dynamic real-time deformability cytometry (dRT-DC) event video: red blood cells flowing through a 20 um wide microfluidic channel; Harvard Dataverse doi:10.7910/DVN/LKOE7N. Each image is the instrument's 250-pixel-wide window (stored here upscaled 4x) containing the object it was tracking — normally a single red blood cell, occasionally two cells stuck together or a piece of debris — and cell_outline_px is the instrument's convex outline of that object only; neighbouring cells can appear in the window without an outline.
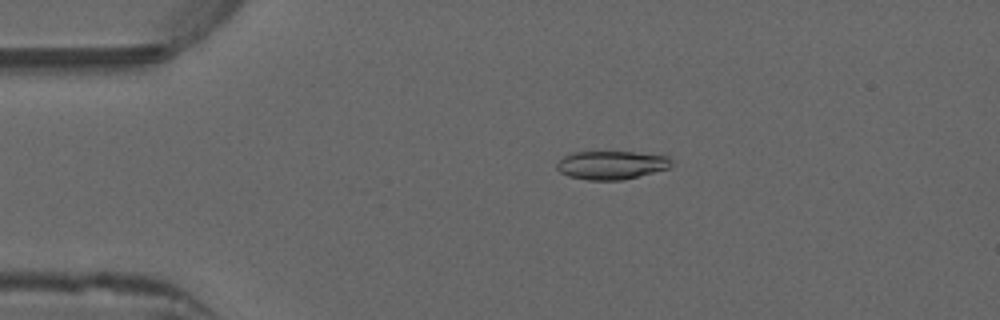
{"species": "common noctule bat (a hibernating species)", "species_latin": "Nyctalus noctula", "temperature_condition": "warm", "stored_images_in_passage": 40, "camera_frame_rate_fps": 3000, "um_per_image_px": 0.085, "animal": {"sex": "male", "forearm_length_mm": 52.5}, "frame": {"image": 1, "passage_image": 11, "time_ms": 3.333, "image_size_px": [1000, 320], "cell_outline_px": [[672, 164], [668, 168], [624, 180], [588, 180], [568, 176], [560, 172], [556, 168], [556, 164], [568, 152], [636, 152], [668, 156], [672, 160]], "centroid_in_image_um": [51.95, 14.03], "position_along_channel_um": 33.1, "area_um2": 19.07}}
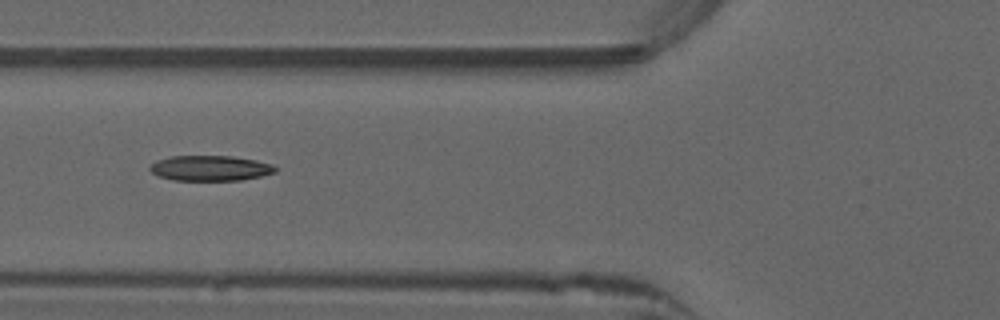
{"frame": {"image": 2, "passage_image": 20, "time_ms": 6.333, "image_size_px": [1000, 320], "cell_outline_px": [[276, 172], [260, 176], [240, 180], [172, 180], [160, 176], [152, 172], [148, 168], [156, 160], [168, 156], [232, 156], [256, 160], [272, 164], [276, 168]], "centroid_in_image_um": [17.86, 14.28], "position_along_channel_um": 107.9, "area_um2": 18.44}}
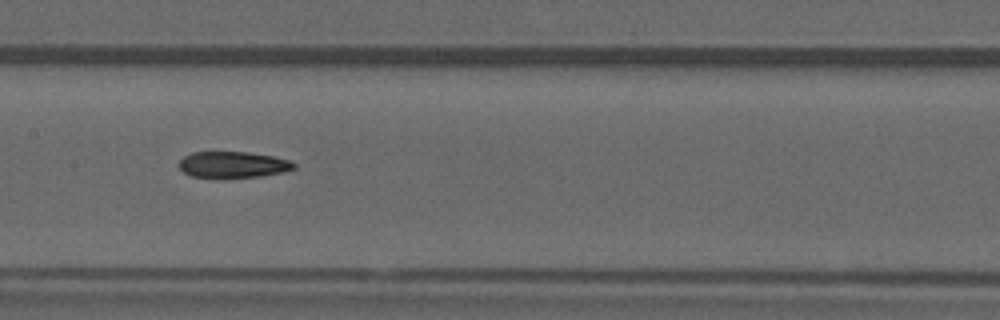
{"frame": {"image": 3, "passage_image": 26, "time_ms": 8.333, "image_size_px": [1000, 320], "cell_outline_px": [[296, 168], [284, 172], [260, 176], [192, 176], [184, 172], [176, 164], [184, 156], [192, 152], [248, 152], [272, 156], [288, 160], [296, 164]], "centroid_in_image_um": [19.8, 13.97], "position_along_channel_um": 187.6, "area_um2": 17.17}, "authors_computed_cell_mechanics": {"area_um2": 19.074, "velocity_mm_per_s": 3.9689, "shape_relaxation_time_tau1_ms": null, "shape_relaxation_time_tau2_ms": 2.8161, "deformation_change_tau1": null, "deformation_change_tau2": 0.0991}}